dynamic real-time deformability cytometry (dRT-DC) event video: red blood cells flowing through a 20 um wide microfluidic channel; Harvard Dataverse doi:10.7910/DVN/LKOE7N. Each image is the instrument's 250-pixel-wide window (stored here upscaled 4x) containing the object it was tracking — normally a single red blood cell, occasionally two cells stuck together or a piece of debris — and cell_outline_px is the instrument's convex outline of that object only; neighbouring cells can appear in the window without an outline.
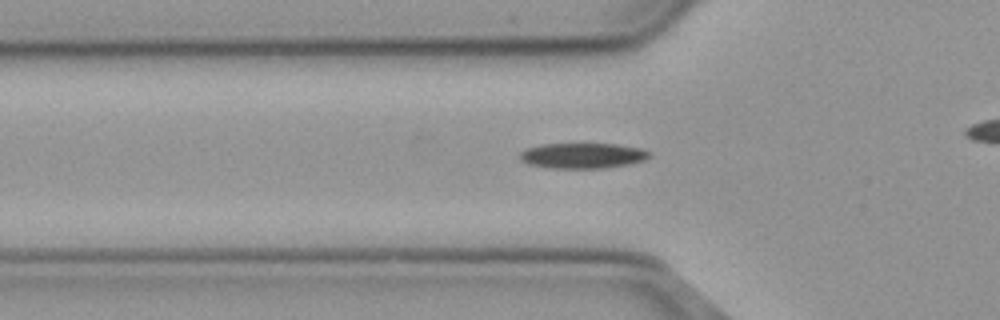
{"species": "common noctule bat (a hibernating species)", "species_latin": "Nyctalus noctula", "temperature_condition": "cold", "stored_images_in_passage": 45, "camera_frame_rate_fps": 3000, "um_per_image_px": 0.085, "animal": {"sex": "male", "body_mass_g": 23.1, "forearm_length_mm": 52.7}, "frame": {"image": 1, "passage_image": 18, "time_ms": 5.667, "image_size_px": [1000, 320], "cell_outline_px": [[648, 156], [644, 160], [628, 164], [604, 168], [552, 168], [528, 164], [520, 160], [520, 152], [528, 148], [544, 144], [616, 144], [640, 148], [648, 152]], "centroid_in_image_um": [49.49, 13.23], "position_along_channel_um": 76.3, "area_um2": 18.9}}
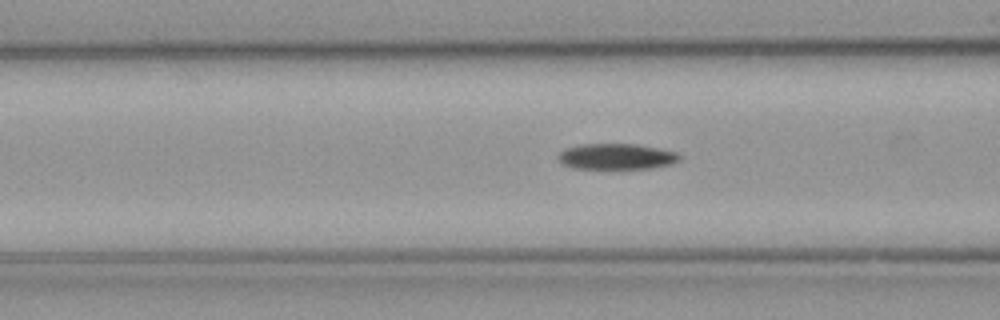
{"frame": {"image": 2, "passage_image": 21, "time_ms": 6.667, "image_size_px": [1000, 320], "cell_outline_px": [[680, 160], [672, 164], [652, 168], [572, 168], [564, 164], [560, 160], [560, 152], [568, 148], [580, 144], [636, 144], [676, 152], [680, 156]], "centroid_in_image_um": [52.44, 13.3], "position_along_channel_um": 114.2, "area_um2": 17.92}}
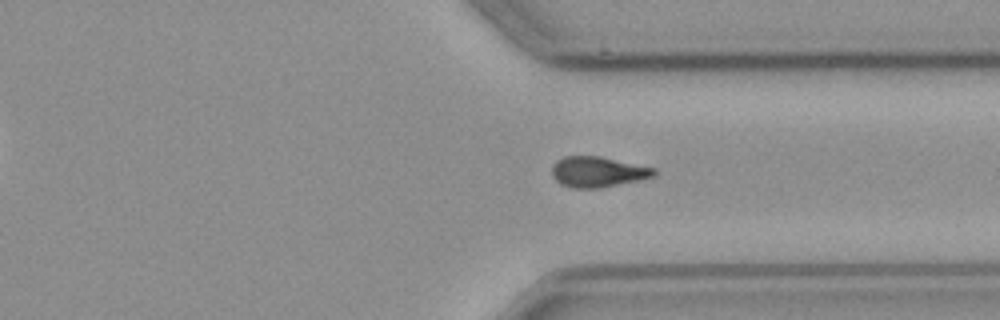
{"frame": {"image": 3, "passage_image": 41, "time_ms": 13.333, "image_size_px": [1000, 320], "cell_outline_px": [[656, 176], [600, 188], [572, 188], [560, 184], [552, 176], [552, 168], [556, 160], [564, 156], [600, 156], [656, 168]], "centroid_in_image_um": [50.8, 14.6], "position_along_channel_um": 360.6, "area_um2": 18.21}}